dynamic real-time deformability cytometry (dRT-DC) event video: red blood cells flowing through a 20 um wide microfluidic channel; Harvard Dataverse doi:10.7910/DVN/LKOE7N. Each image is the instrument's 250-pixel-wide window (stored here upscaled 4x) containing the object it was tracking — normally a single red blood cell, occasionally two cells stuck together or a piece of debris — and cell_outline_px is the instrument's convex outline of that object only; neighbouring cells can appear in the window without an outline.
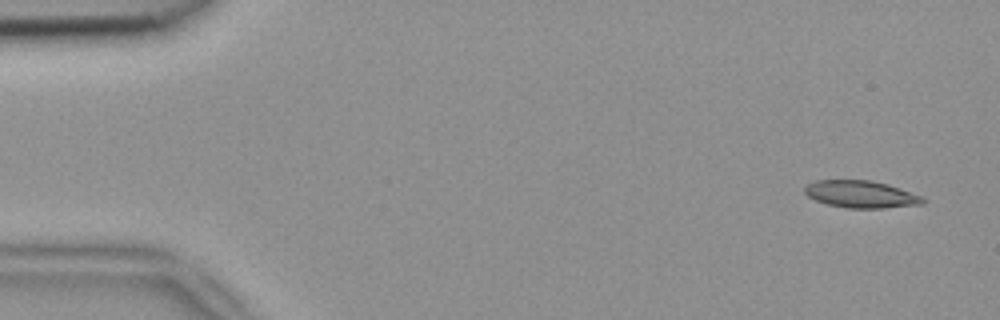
{"species": "common noctule bat (a hibernating species)", "species_latin": "Nyctalus noctula", "temperature_condition": "room temperature", "stored_images_in_passage": 5, "camera_frame_rate_fps": 3000, "um_per_image_px": 0.085, "animal": {"sex": "female", "body_mass_g": 18.4}, "frame": {"image": 1, "passage_image": 1, "time_ms": 0.0, "image_size_px": [1000, 320], "cell_outline_px": [[924, 204], [884, 208], [848, 208], [828, 204], [816, 200], [808, 196], [804, 192], [804, 188], [808, 184], [816, 180], [872, 180], [888, 184], [924, 196]], "centroid_in_image_um": [73.22, 16.51], "position_along_channel_um": 11.8, "area_um2": 18.79}}
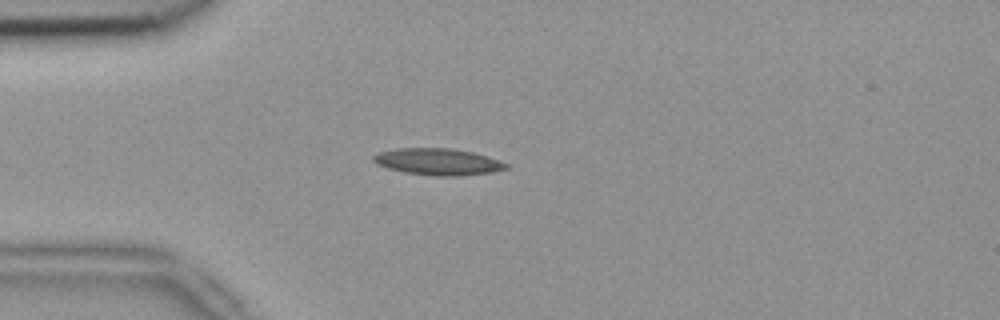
{"frame": {"image": 2, "passage_image": 4, "time_ms": 1.0, "image_size_px": [1000, 320], "cell_outline_px": [[508, 168], [492, 172], [460, 176], [436, 176], [404, 172], [388, 168], [376, 164], [372, 160], [372, 156], [380, 152], [396, 148], [452, 148], [472, 152], [488, 156], [508, 164]], "centroid_in_image_um": [37.22, 13.75], "position_along_channel_um": 47.8, "area_um2": 20.63}}